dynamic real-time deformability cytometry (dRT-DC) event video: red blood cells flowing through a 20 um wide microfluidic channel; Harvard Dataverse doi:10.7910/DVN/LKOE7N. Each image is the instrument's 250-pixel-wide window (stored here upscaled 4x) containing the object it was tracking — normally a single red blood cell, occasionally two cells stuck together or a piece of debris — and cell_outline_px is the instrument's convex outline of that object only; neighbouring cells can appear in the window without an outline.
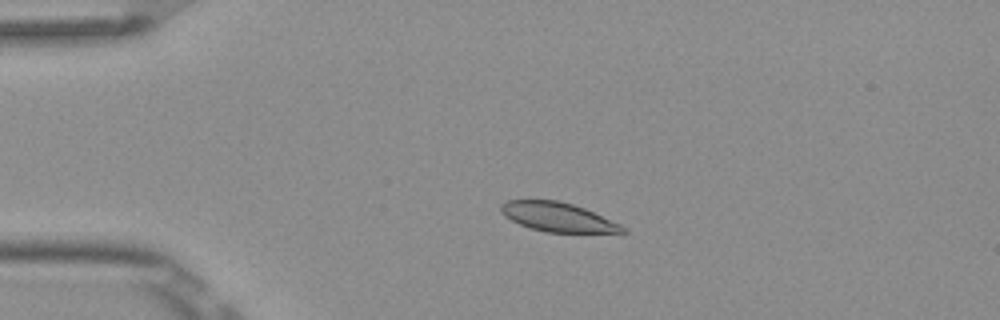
{"species": "Egyptian fruit bat (a non-hibernating species)", "species_latin": "Rousettus aegyptiacus", "temperature_condition": "room temperature", "stored_images_in_passage": 4, "camera_frame_rate_fps": 3000, "um_per_image_px": 0.085, "frame": {"image": 1, "passage_image": 3, "time_ms": 0.667, "image_size_px": [1000, 320], "cell_outline_px": [[628, 232], [624, 236], [544, 232], [528, 228], [504, 216], [500, 212], [500, 204], [508, 200], [560, 200], [584, 208], [620, 224]], "centroid_in_image_um": [47.55, 18.52], "position_along_channel_um": 37.5, "area_um2": 21.73}}